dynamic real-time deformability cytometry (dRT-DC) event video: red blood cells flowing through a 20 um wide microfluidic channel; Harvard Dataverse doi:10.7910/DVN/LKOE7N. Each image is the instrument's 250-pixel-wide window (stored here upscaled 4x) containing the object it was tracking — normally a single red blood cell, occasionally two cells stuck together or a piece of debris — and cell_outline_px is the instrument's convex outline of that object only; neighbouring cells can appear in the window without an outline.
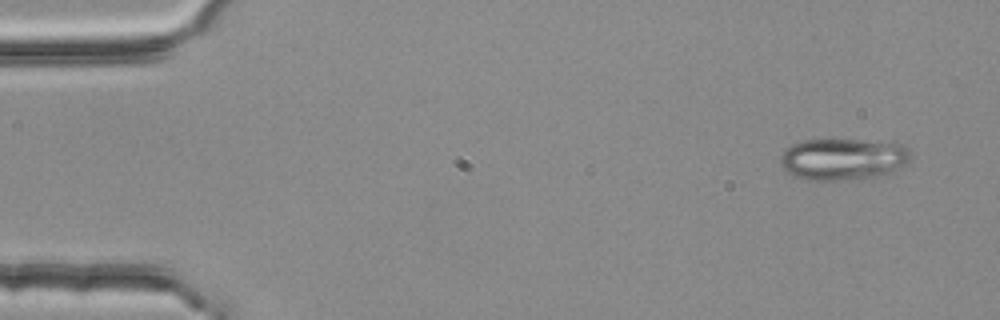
{"species": "common noctule bat (a hibernating species)", "species_latin": "Nyctalus noctula", "temperature_condition": "room temperature", "stored_images_in_passage": 4, "camera_frame_rate_fps": 3000, "um_per_image_px": 0.085, "animal": {"sex": "female", "body_mass_g": 25.1}, "frame": {"image": 1, "passage_image": 1, "time_ms": 0.0, "image_size_px": [1000, 320], "cell_outline_px": [[912, 156], [900, 168], [892, 172], [880, 176], [848, 180], [808, 180], [796, 176], [788, 172], [780, 164], [780, 156], [784, 148], [800, 140], [856, 140], [900, 144], [908, 148]], "centroid_in_image_um": [71.63, 13.53], "position_along_channel_um": 13.4, "area_um2": 31.67}}